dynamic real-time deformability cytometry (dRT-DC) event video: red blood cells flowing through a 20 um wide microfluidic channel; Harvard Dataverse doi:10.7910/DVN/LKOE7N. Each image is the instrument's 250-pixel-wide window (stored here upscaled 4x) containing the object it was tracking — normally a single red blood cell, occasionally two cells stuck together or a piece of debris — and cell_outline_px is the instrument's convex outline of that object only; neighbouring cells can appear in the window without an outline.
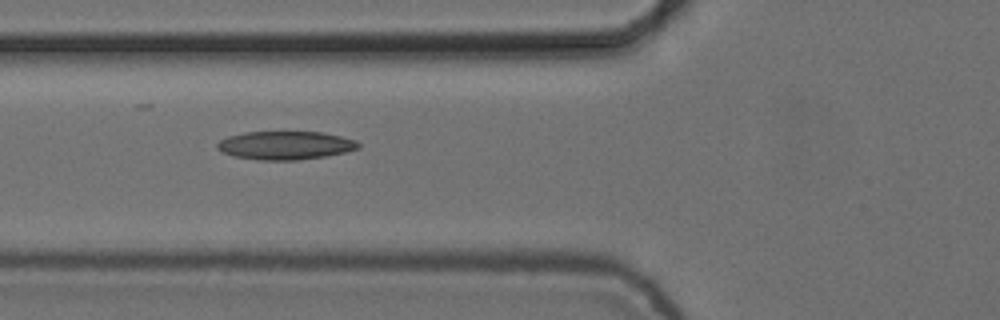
{"species": "common noctule bat (a hibernating species)", "species_latin": "Nyctalus noctula", "temperature_condition": "cold", "stored_images_in_passage": 11, "camera_frame_rate_fps": 3000, "um_per_image_px": 0.085, "animal": {"sex": "female", "body_mass_g": 24.6, "forearm_length_mm": 56.2}, "frame": {"image": 1, "passage_image": 6, "time_ms": 1.667, "image_size_px": [1000, 320], "cell_outline_px": [[360, 148], [344, 152], [324, 156], [296, 160], [260, 160], [232, 156], [216, 148], [216, 144], [220, 140], [228, 136], [244, 132], [320, 132], [340, 136], [356, 140], [360, 144]], "centroid_in_image_um": [24.23, 12.35], "position_along_channel_um": 101.6, "area_um2": 23.24}}
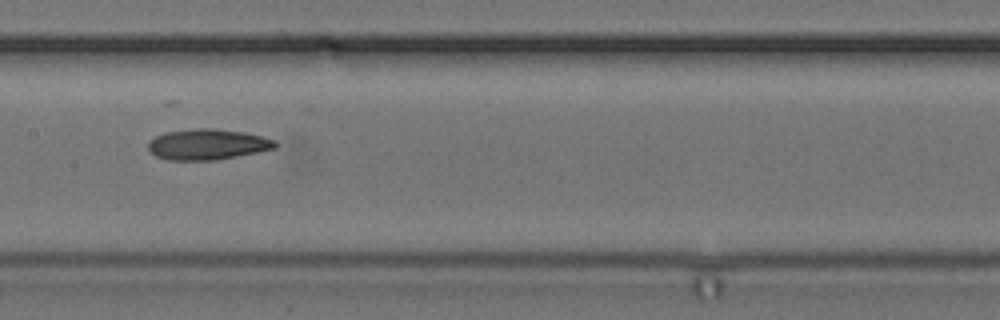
{"frame": {"image": 2, "passage_image": 8, "time_ms": 2.333, "image_size_px": [1000, 320], "cell_outline_px": [[276, 148], [216, 160], [168, 160], [156, 156], [148, 148], [148, 144], [156, 136], [164, 132], [196, 128], [212, 128], [244, 132], [276, 140]], "centroid_in_image_um": [17.63, 12.27], "position_along_channel_um": 189.8, "area_um2": 22.54}}
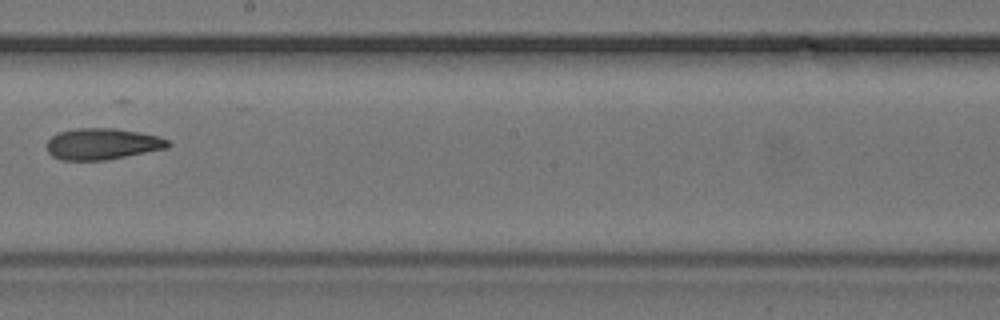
{"frame": {"image": 3, "passage_image": 9, "time_ms": 2.667, "image_size_px": [1000, 320], "cell_outline_px": [[172, 144], [168, 148], [108, 160], [60, 160], [52, 156], [48, 152], [48, 140], [52, 136], [60, 132], [76, 128], [116, 128], [140, 132], [160, 136], [168, 140]], "centroid_in_image_um": [8.75, 12.23], "position_along_channel_um": 239.5, "area_um2": 22.31}}